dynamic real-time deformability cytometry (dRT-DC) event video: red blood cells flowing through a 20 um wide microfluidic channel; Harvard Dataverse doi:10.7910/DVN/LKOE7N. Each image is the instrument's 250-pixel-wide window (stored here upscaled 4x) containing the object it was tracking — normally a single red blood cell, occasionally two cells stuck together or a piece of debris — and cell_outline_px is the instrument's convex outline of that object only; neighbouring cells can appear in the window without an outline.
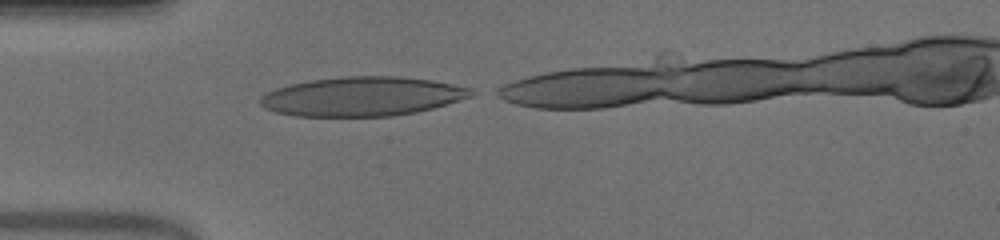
{"species": "human", "species_latin": "Homo sapiens", "temperature_condition": "warm", "stored_images_in_passage": 28, "camera_frame_rate_fps": 3000, "um_per_image_px": 0.085, "donor": {"sex": "male"}, "frame": {"image": 1, "passage_image": 1, "time_ms": 0.0, "image_size_px": [1000, 240], "cell_outline_px": [[480, 92], [472, 96], [432, 108], [416, 112], [392, 116], [296, 116], [276, 112], [264, 108], [260, 104], [260, 96], [276, 88], [288, 84], [312, 80], [348, 76], [400, 76], [432, 80], [472, 88]], "centroid_in_image_um": [30.81, 8.19], "position_along_channel_um": 54.2, "area_um2": 48.26}}
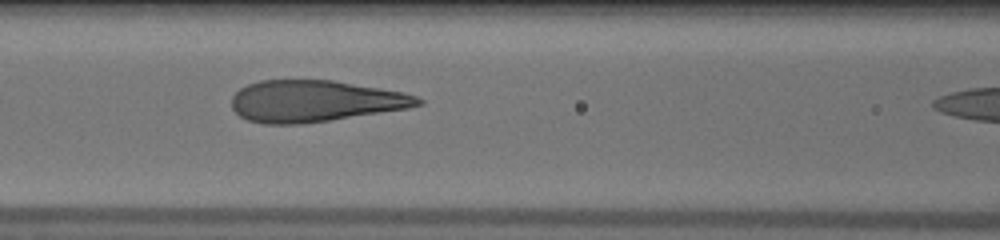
{"frame": {"image": 2, "passage_image": 8, "time_ms": 2.333, "image_size_px": [1000, 240], "cell_outline_px": [[424, 104], [408, 108], [328, 120], [300, 124], [264, 124], [248, 120], [240, 116], [232, 108], [232, 96], [240, 88], [248, 84], [260, 80], [332, 80], [404, 92], [416, 96], [424, 100]], "centroid_in_image_um": [26.75, 8.59], "position_along_channel_um": 139.9, "area_um2": 44.91}}
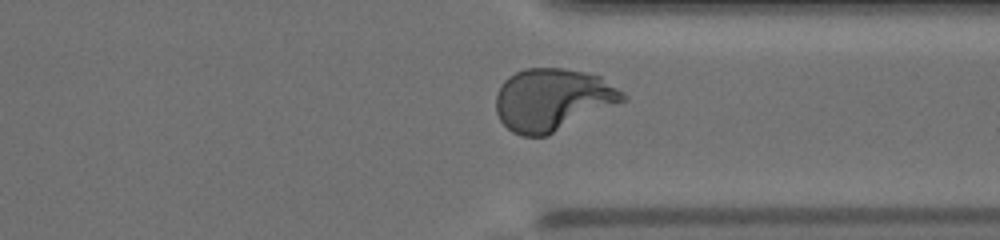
{"frame": {"image": 3, "passage_image": 25, "time_ms": 8.0, "image_size_px": [1000, 240], "cell_outline_px": [[628, 100], [548, 136], [520, 136], [512, 132], [500, 120], [496, 112], [496, 92], [500, 84], [508, 76], [524, 68], [564, 68], [584, 72], [600, 76], [624, 92], [628, 96]], "centroid_in_image_um": [46.98, 8.48], "position_along_channel_um": 364.4, "area_um2": 46.64}}